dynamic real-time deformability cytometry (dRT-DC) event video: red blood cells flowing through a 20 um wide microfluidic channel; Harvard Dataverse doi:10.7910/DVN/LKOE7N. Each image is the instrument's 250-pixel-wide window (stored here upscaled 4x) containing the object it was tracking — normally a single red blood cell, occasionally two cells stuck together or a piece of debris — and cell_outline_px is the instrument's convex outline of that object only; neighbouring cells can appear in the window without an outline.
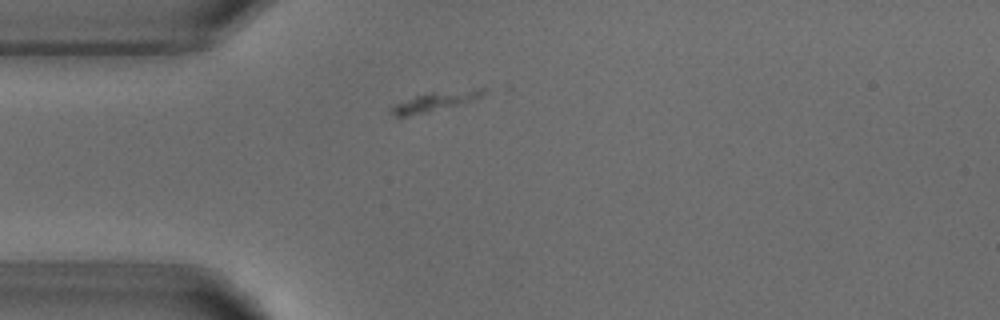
{"species": "common noctule bat (a hibernating species)", "species_latin": "Nyctalus noctula", "temperature_condition": "warm", "stored_images_in_passage": 2, "camera_frame_rate_fps": 3000, "um_per_image_px": 0.085, "animal": {"sex": "male", "body_mass_g": 18.8}, "frame": {"image": 1, "passage_image": 2, "time_ms": 1.333, "image_size_px": [1000, 320], "cell_outline_px": [[484, 92], [480, 96], [460, 104], [428, 112], [404, 116], [396, 116], [388, 112], [388, 108], [396, 104], [416, 96], [432, 92], [480, 88], [484, 88]], "centroid_in_image_um": [36.9, 8.63], "position_along_channel_um": 48.1, "area_um2": 10.0}}